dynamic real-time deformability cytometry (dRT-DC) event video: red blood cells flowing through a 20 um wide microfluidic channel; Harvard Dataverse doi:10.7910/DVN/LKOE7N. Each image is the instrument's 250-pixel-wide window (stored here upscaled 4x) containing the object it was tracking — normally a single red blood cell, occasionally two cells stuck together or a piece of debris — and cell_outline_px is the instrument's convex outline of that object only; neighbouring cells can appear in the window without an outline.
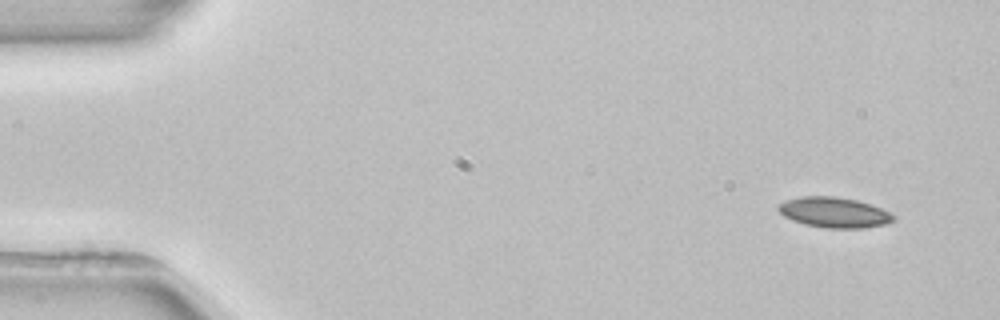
{"species": "common noctule bat (a hibernating species)", "species_latin": "Nyctalus noctula", "temperature_condition": "room temperature", "stored_images_in_passage": 4, "camera_frame_rate_fps": 3000, "um_per_image_px": 0.085, "animal": {"sex": "female", "body_mass_g": 22.7, "forearm_length_mm": 54.2}, "frame": {"image": 1, "passage_image": 1, "time_ms": 0.0, "image_size_px": [1000, 320], "cell_outline_px": [[896, 220], [888, 224], [860, 228], [828, 228], [804, 224], [792, 220], [784, 216], [776, 208], [784, 200], [800, 196], [832, 196], [856, 200], [880, 208], [896, 216]], "centroid_in_image_um": [70.89, 18.06], "position_along_channel_um": 14.1, "area_um2": 20.35}}
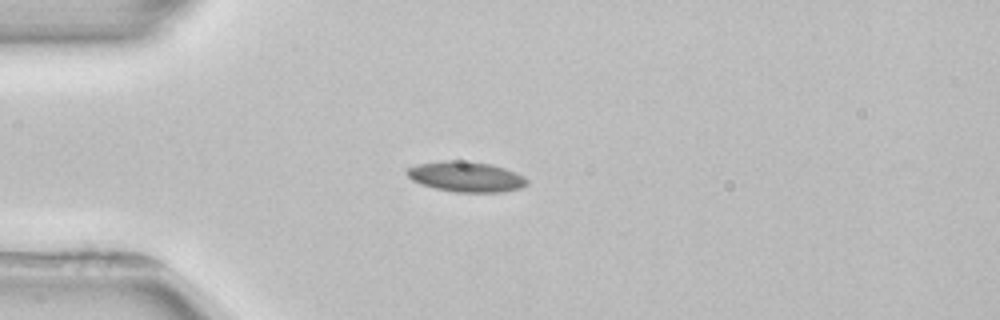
{"frame": {"image": 2, "passage_image": 3, "time_ms": 3.333, "image_size_px": [1000, 320], "cell_outline_px": [[528, 184], [520, 188], [504, 192], [456, 192], [436, 188], [420, 184], [412, 180], [404, 172], [408, 168], [420, 164], [444, 160], [456, 160], [488, 164], [504, 168], [516, 172], [524, 176], [528, 180]], "centroid_in_image_um": [39.62, 15.03], "position_along_channel_um": 45.4, "area_um2": 21.1}}
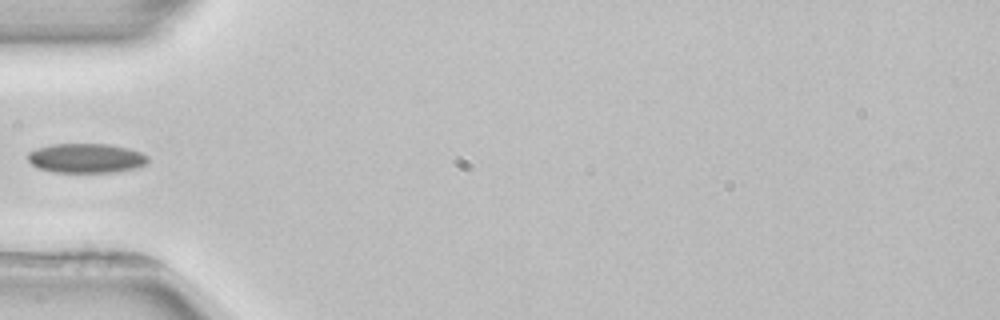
{"frame": {"image": 3, "passage_image": 4, "time_ms": 4.667, "image_size_px": [1000, 320], "cell_outline_px": [[148, 164], [136, 168], [112, 172], [56, 172], [40, 168], [32, 164], [28, 160], [28, 152], [36, 148], [52, 144], [108, 144], [128, 148], [140, 152], [148, 156]], "centroid_in_image_um": [7.34, 13.44], "position_along_channel_um": 77.7, "area_um2": 20.58}}